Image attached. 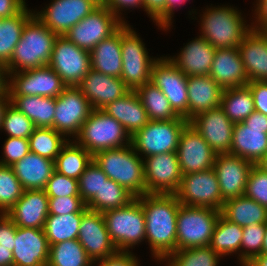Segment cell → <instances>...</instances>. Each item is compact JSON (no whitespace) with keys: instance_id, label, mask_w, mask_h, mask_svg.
<instances>
[{"instance_id":"cell-68","label":"cell","mask_w":267,"mask_h":266,"mask_svg":"<svg viewBox=\"0 0 267 266\" xmlns=\"http://www.w3.org/2000/svg\"><path fill=\"white\" fill-rule=\"evenodd\" d=\"M257 1V3H266L267 2V0H256Z\"/></svg>"},{"instance_id":"cell-35","label":"cell","mask_w":267,"mask_h":266,"mask_svg":"<svg viewBox=\"0 0 267 266\" xmlns=\"http://www.w3.org/2000/svg\"><path fill=\"white\" fill-rule=\"evenodd\" d=\"M25 6L18 14L0 21V64L6 66L18 44L26 22L34 15Z\"/></svg>"},{"instance_id":"cell-40","label":"cell","mask_w":267,"mask_h":266,"mask_svg":"<svg viewBox=\"0 0 267 266\" xmlns=\"http://www.w3.org/2000/svg\"><path fill=\"white\" fill-rule=\"evenodd\" d=\"M136 197L117 182L107 179L99 194H96L87 204L89 210L103 213L107 210L127 206Z\"/></svg>"},{"instance_id":"cell-30","label":"cell","mask_w":267,"mask_h":266,"mask_svg":"<svg viewBox=\"0 0 267 266\" xmlns=\"http://www.w3.org/2000/svg\"><path fill=\"white\" fill-rule=\"evenodd\" d=\"M102 110L117 120L130 136L149 122L147 112L135 90H130L121 98L108 103Z\"/></svg>"},{"instance_id":"cell-54","label":"cell","mask_w":267,"mask_h":266,"mask_svg":"<svg viewBox=\"0 0 267 266\" xmlns=\"http://www.w3.org/2000/svg\"><path fill=\"white\" fill-rule=\"evenodd\" d=\"M138 257L131 251H116L114 254L96 262L98 266H139Z\"/></svg>"},{"instance_id":"cell-21","label":"cell","mask_w":267,"mask_h":266,"mask_svg":"<svg viewBox=\"0 0 267 266\" xmlns=\"http://www.w3.org/2000/svg\"><path fill=\"white\" fill-rule=\"evenodd\" d=\"M254 165L237 155L216 154L213 169L224 201L245 194L247 180Z\"/></svg>"},{"instance_id":"cell-58","label":"cell","mask_w":267,"mask_h":266,"mask_svg":"<svg viewBox=\"0 0 267 266\" xmlns=\"http://www.w3.org/2000/svg\"><path fill=\"white\" fill-rule=\"evenodd\" d=\"M25 6H27L25 0H0V17L14 16Z\"/></svg>"},{"instance_id":"cell-53","label":"cell","mask_w":267,"mask_h":266,"mask_svg":"<svg viewBox=\"0 0 267 266\" xmlns=\"http://www.w3.org/2000/svg\"><path fill=\"white\" fill-rule=\"evenodd\" d=\"M143 8L158 27L166 28V0H143Z\"/></svg>"},{"instance_id":"cell-63","label":"cell","mask_w":267,"mask_h":266,"mask_svg":"<svg viewBox=\"0 0 267 266\" xmlns=\"http://www.w3.org/2000/svg\"><path fill=\"white\" fill-rule=\"evenodd\" d=\"M10 102H11V100L9 99L8 94L0 96V128L2 125L4 112H5L7 106L9 105Z\"/></svg>"},{"instance_id":"cell-19","label":"cell","mask_w":267,"mask_h":266,"mask_svg":"<svg viewBox=\"0 0 267 266\" xmlns=\"http://www.w3.org/2000/svg\"><path fill=\"white\" fill-rule=\"evenodd\" d=\"M34 15L52 32L64 36L97 6L88 0H53Z\"/></svg>"},{"instance_id":"cell-29","label":"cell","mask_w":267,"mask_h":266,"mask_svg":"<svg viewBox=\"0 0 267 266\" xmlns=\"http://www.w3.org/2000/svg\"><path fill=\"white\" fill-rule=\"evenodd\" d=\"M188 121L220 107L223 88L209 75L188 76Z\"/></svg>"},{"instance_id":"cell-41","label":"cell","mask_w":267,"mask_h":266,"mask_svg":"<svg viewBox=\"0 0 267 266\" xmlns=\"http://www.w3.org/2000/svg\"><path fill=\"white\" fill-rule=\"evenodd\" d=\"M92 264L95 263L78 239L66 240L50 246L47 266H92Z\"/></svg>"},{"instance_id":"cell-24","label":"cell","mask_w":267,"mask_h":266,"mask_svg":"<svg viewBox=\"0 0 267 266\" xmlns=\"http://www.w3.org/2000/svg\"><path fill=\"white\" fill-rule=\"evenodd\" d=\"M77 87L93 109H102L130 91L121 78L102 74L92 68Z\"/></svg>"},{"instance_id":"cell-16","label":"cell","mask_w":267,"mask_h":266,"mask_svg":"<svg viewBox=\"0 0 267 266\" xmlns=\"http://www.w3.org/2000/svg\"><path fill=\"white\" fill-rule=\"evenodd\" d=\"M53 129L65 137L75 138L93 108L77 86H67L56 98Z\"/></svg>"},{"instance_id":"cell-14","label":"cell","mask_w":267,"mask_h":266,"mask_svg":"<svg viewBox=\"0 0 267 266\" xmlns=\"http://www.w3.org/2000/svg\"><path fill=\"white\" fill-rule=\"evenodd\" d=\"M150 82L162 91L174 112L188 121V76L166 56L153 64Z\"/></svg>"},{"instance_id":"cell-49","label":"cell","mask_w":267,"mask_h":266,"mask_svg":"<svg viewBox=\"0 0 267 266\" xmlns=\"http://www.w3.org/2000/svg\"><path fill=\"white\" fill-rule=\"evenodd\" d=\"M44 190L49 198L80 196L78 180L66 177L56 171L53 172Z\"/></svg>"},{"instance_id":"cell-23","label":"cell","mask_w":267,"mask_h":266,"mask_svg":"<svg viewBox=\"0 0 267 266\" xmlns=\"http://www.w3.org/2000/svg\"><path fill=\"white\" fill-rule=\"evenodd\" d=\"M13 266H47L50 245L43 229L16 226Z\"/></svg>"},{"instance_id":"cell-25","label":"cell","mask_w":267,"mask_h":266,"mask_svg":"<svg viewBox=\"0 0 267 266\" xmlns=\"http://www.w3.org/2000/svg\"><path fill=\"white\" fill-rule=\"evenodd\" d=\"M6 215L18 227L43 229L49 215V197L45 190H24Z\"/></svg>"},{"instance_id":"cell-64","label":"cell","mask_w":267,"mask_h":266,"mask_svg":"<svg viewBox=\"0 0 267 266\" xmlns=\"http://www.w3.org/2000/svg\"><path fill=\"white\" fill-rule=\"evenodd\" d=\"M246 266H267V254H260Z\"/></svg>"},{"instance_id":"cell-44","label":"cell","mask_w":267,"mask_h":266,"mask_svg":"<svg viewBox=\"0 0 267 266\" xmlns=\"http://www.w3.org/2000/svg\"><path fill=\"white\" fill-rule=\"evenodd\" d=\"M221 256L210 246L176 250L164 261L167 266H218Z\"/></svg>"},{"instance_id":"cell-28","label":"cell","mask_w":267,"mask_h":266,"mask_svg":"<svg viewBox=\"0 0 267 266\" xmlns=\"http://www.w3.org/2000/svg\"><path fill=\"white\" fill-rule=\"evenodd\" d=\"M215 48L202 36L187 43L179 55L168 57L186 76L209 75Z\"/></svg>"},{"instance_id":"cell-13","label":"cell","mask_w":267,"mask_h":266,"mask_svg":"<svg viewBox=\"0 0 267 266\" xmlns=\"http://www.w3.org/2000/svg\"><path fill=\"white\" fill-rule=\"evenodd\" d=\"M124 23L106 6H99L66 33L72 43L90 52L105 38L114 34Z\"/></svg>"},{"instance_id":"cell-17","label":"cell","mask_w":267,"mask_h":266,"mask_svg":"<svg viewBox=\"0 0 267 266\" xmlns=\"http://www.w3.org/2000/svg\"><path fill=\"white\" fill-rule=\"evenodd\" d=\"M146 194H175L182 173L176 152L144 157Z\"/></svg>"},{"instance_id":"cell-66","label":"cell","mask_w":267,"mask_h":266,"mask_svg":"<svg viewBox=\"0 0 267 266\" xmlns=\"http://www.w3.org/2000/svg\"><path fill=\"white\" fill-rule=\"evenodd\" d=\"M261 254H267V222L265 223V234H264Z\"/></svg>"},{"instance_id":"cell-9","label":"cell","mask_w":267,"mask_h":266,"mask_svg":"<svg viewBox=\"0 0 267 266\" xmlns=\"http://www.w3.org/2000/svg\"><path fill=\"white\" fill-rule=\"evenodd\" d=\"M188 123L185 118L149 120L144 128L131 136V144L138 155L141 153L145 157L176 152L181 132Z\"/></svg>"},{"instance_id":"cell-27","label":"cell","mask_w":267,"mask_h":266,"mask_svg":"<svg viewBox=\"0 0 267 266\" xmlns=\"http://www.w3.org/2000/svg\"><path fill=\"white\" fill-rule=\"evenodd\" d=\"M209 76L223 89L245 86L249 83L237 47L215 49Z\"/></svg>"},{"instance_id":"cell-43","label":"cell","mask_w":267,"mask_h":266,"mask_svg":"<svg viewBox=\"0 0 267 266\" xmlns=\"http://www.w3.org/2000/svg\"><path fill=\"white\" fill-rule=\"evenodd\" d=\"M68 139L53 128L36 127L29 137L30 152L52 161L59 155Z\"/></svg>"},{"instance_id":"cell-51","label":"cell","mask_w":267,"mask_h":266,"mask_svg":"<svg viewBox=\"0 0 267 266\" xmlns=\"http://www.w3.org/2000/svg\"><path fill=\"white\" fill-rule=\"evenodd\" d=\"M3 149L4 158L2 157L0 160V165L12 166L30 152L29 139L8 137L4 142Z\"/></svg>"},{"instance_id":"cell-7","label":"cell","mask_w":267,"mask_h":266,"mask_svg":"<svg viewBox=\"0 0 267 266\" xmlns=\"http://www.w3.org/2000/svg\"><path fill=\"white\" fill-rule=\"evenodd\" d=\"M221 212L181 204L177 215L176 250L210 245Z\"/></svg>"},{"instance_id":"cell-45","label":"cell","mask_w":267,"mask_h":266,"mask_svg":"<svg viewBox=\"0 0 267 266\" xmlns=\"http://www.w3.org/2000/svg\"><path fill=\"white\" fill-rule=\"evenodd\" d=\"M23 191L12 167L0 165V213L6 214L22 197Z\"/></svg>"},{"instance_id":"cell-8","label":"cell","mask_w":267,"mask_h":266,"mask_svg":"<svg viewBox=\"0 0 267 266\" xmlns=\"http://www.w3.org/2000/svg\"><path fill=\"white\" fill-rule=\"evenodd\" d=\"M122 73L121 79L130 90H136L150 82L153 64L158 58H151L145 44L131 26H121Z\"/></svg>"},{"instance_id":"cell-10","label":"cell","mask_w":267,"mask_h":266,"mask_svg":"<svg viewBox=\"0 0 267 266\" xmlns=\"http://www.w3.org/2000/svg\"><path fill=\"white\" fill-rule=\"evenodd\" d=\"M66 87L61 77L48 65L8 73L7 93L11 101L16 96L57 98Z\"/></svg>"},{"instance_id":"cell-6","label":"cell","mask_w":267,"mask_h":266,"mask_svg":"<svg viewBox=\"0 0 267 266\" xmlns=\"http://www.w3.org/2000/svg\"><path fill=\"white\" fill-rule=\"evenodd\" d=\"M112 243L118 251H130L146 239L145 215L135 198L127 206L102 213Z\"/></svg>"},{"instance_id":"cell-46","label":"cell","mask_w":267,"mask_h":266,"mask_svg":"<svg viewBox=\"0 0 267 266\" xmlns=\"http://www.w3.org/2000/svg\"><path fill=\"white\" fill-rule=\"evenodd\" d=\"M264 234L265 224H252L243 227L240 253L238 254L242 266H246L261 254Z\"/></svg>"},{"instance_id":"cell-61","label":"cell","mask_w":267,"mask_h":266,"mask_svg":"<svg viewBox=\"0 0 267 266\" xmlns=\"http://www.w3.org/2000/svg\"><path fill=\"white\" fill-rule=\"evenodd\" d=\"M0 266H13V253L10 247L0 246Z\"/></svg>"},{"instance_id":"cell-42","label":"cell","mask_w":267,"mask_h":266,"mask_svg":"<svg viewBox=\"0 0 267 266\" xmlns=\"http://www.w3.org/2000/svg\"><path fill=\"white\" fill-rule=\"evenodd\" d=\"M83 214L48 215L43 230L49 245L77 239Z\"/></svg>"},{"instance_id":"cell-47","label":"cell","mask_w":267,"mask_h":266,"mask_svg":"<svg viewBox=\"0 0 267 266\" xmlns=\"http://www.w3.org/2000/svg\"><path fill=\"white\" fill-rule=\"evenodd\" d=\"M35 128L34 123L10 102L4 112L0 130L7 132L8 137L29 139Z\"/></svg>"},{"instance_id":"cell-59","label":"cell","mask_w":267,"mask_h":266,"mask_svg":"<svg viewBox=\"0 0 267 266\" xmlns=\"http://www.w3.org/2000/svg\"><path fill=\"white\" fill-rule=\"evenodd\" d=\"M255 15L256 23H251V26L253 29L260 31V32H266L267 33V2L266 3H256L255 6ZM256 24V25H253Z\"/></svg>"},{"instance_id":"cell-38","label":"cell","mask_w":267,"mask_h":266,"mask_svg":"<svg viewBox=\"0 0 267 266\" xmlns=\"http://www.w3.org/2000/svg\"><path fill=\"white\" fill-rule=\"evenodd\" d=\"M147 112L149 120H171L179 117L172 109L169 100L153 83L148 82L135 90Z\"/></svg>"},{"instance_id":"cell-5","label":"cell","mask_w":267,"mask_h":266,"mask_svg":"<svg viewBox=\"0 0 267 266\" xmlns=\"http://www.w3.org/2000/svg\"><path fill=\"white\" fill-rule=\"evenodd\" d=\"M75 138L73 140L92 155L131 144V136L126 129L102 109L92 110Z\"/></svg>"},{"instance_id":"cell-52","label":"cell","mask_w":267,"mask_h":266,"mask_svg":"<svg viewBox=\"0 0 267 266\" xmlns=\"http://www.w3.org/2000/svg\"><path fill=\"white\" fill-rule=\"evenodd\" d=\"M87 210L86 203L80 196L49 198V215L85 213Z\"/></svg>"},{"instance_id":"cell-56","label":"cell","mask_w":267,"mask_h":266,"mask_svg":"<svg viewBox=\"0 0 267 266\" xmlns=\"http://www.w3.org/2000/svg\"><path fill=\"white\" fill-rule=\"evenodd\" d=\"M15 233L16 225L6 214L0 213V246L10 247L13 251Z\"/></svg>"},{"instance_id":"cell-37","label":"cell","mask_w":267,"mask_h":266,"mask_svg":"<svg viewBox=\"0 0 267 266\" xmlns=\"http://www.w3.org/2000/svg\"><path fill=\"white\" fill-rule=\"evenodd\" d=\"M220 107L233 123L243 122L255 111L250 87L245 85L225 88Z\"/></svg>"},{"instance_id":"cell-3","label":"cell","mask_w":267,"mask_h":266,"mask_svg":"<svg viewBox=\"0 0 267 266\" xmlns=\"http://www.w3.org/2000/svg\"><path fill=\"white\" fill-rule=\"evenodd\" d=\"M132 144L125 147L102 150L93 155V160L107 175L125 187L135 197L146 194L144 159Z\"/></svg>"},{"instance_id":"cell-33","label":"cell","mask_w":267,"mask_h":266,"mask_svg":"<svg viewBox=\"0 0 267 266\" xmlns=\"http://www.w3.org/2000/svg\"><path fill=\"white\" fill-rule=\"evenodd\" d=\"M221 215L241 227L267 222V209L245 195L224 201Z\"/></svg>"},{"instance_id":"cell-50","label":"cell","mask_w":267,"mask_h":266,"mask_svg":"<svg viewBox=\"0 0 267 266\" xmlns=\"http://www.w3.org/2000/svg\"><path fill=\"white\" fill-rule=\"evenodd\" d=\"M244 195L267 209V174L256 165L250 171Z\"/></svg>"},{"instance_id":"cell-55","label":"cell","mask_w":267,"mask_h":266,"mask_svg":"<svg viewBox=\"0 0 267 266\" xmlns=\"http://www.w3.org/2000/svg\"><path fill=\"white\" fill-rule=\"evenodd\" d=\"M250 87L255 111L267 116V82L253 81L247 84Z\"/></svg>"},{"instance_id":"cell-20","label":"cell","mask_w":267,"mask_h":266,"mask_svg":"<svg viewBox=\"0 0 267 266\" xmlns=\"http://www.w3.org/2000/svg\"><path fill=\"white\" fill-rule=\"evenodd\" d=\"M216 154L231 151L234 123L221 107L204 111L189 120Z\"/></svg>"},{"instance_id":"cell-36","label":"cell","mask_w":267,"mask_h":266,"mask_svg":"<svg viewBox=\"0 0 267 266\" xmlns=\"http://www.w3.org/2000/svg\"><path fill=\"white\" fill-rule=\"evenodd\" d=\"M68 142L61 148L54 160L55 171L66 177L78 180L93 160V155L75 141Z\"/></svg>"},{"instance_id":"cell-11","label":"cell","mask_w":267,"mask_h":266,"mask_svg":"<svg viewBox=\"0 0 267 266\" xmlns=\"http://www.w3.org/2000/svg\"><path fill=\"white\" fill-rule=\"evenodd\" d=\"M267 152V116L254 111L243 122L234 123L230 154L255 165Z\"/></svg>"},{"instance_id":"cell-32","label":"cell","mask_w":267,"mask_h":266,"mask_svg":"<svg viewBox=\"0 0 267 266\" xmlns=\"http://www.w3.org/2000/svg\"><path fill=\"white\" fill-rule=\"evenodd\" d=\"M91 68L120 78L122 73L121 27L90 51Z\"/></svg>"},{"instance_id":"cell-2","label":"cell","mask_w":267,"mask_h":266,"mask_svg":"<svg viewBox=\"0 0 267 266\" xmlns=\"http://www.w3.org/2000/svg\"><path fill=\"white\" fill-rule=\"evenodd\" d=\"M58 35L35 15L25 24L21 38L6 65L7 73L35 69L49 64Z\"/></svg>"},{"instance_id":"cell-57","label":"cell","mask_w":267,"mask_h":266,"mask_svg":"<svg viewBox=\"0 0 267 266\" xmlns=\"http://www.w3.org/2000/svg\"><path fill=\"white\" fill-rule=\"evenodd\" d=\"M115 16H117L123 23L125 20L120 16V11L125 8L141 7L143 8V0H105V5ZM123 19V20H122Z\"/></svg>"},{"instance_id":"cell-12","label":"cell","mask_w":267,"mask_h":266,"mask_svg":"<svg viewBox=\"0 0 267 266\" xmlns=\"http://www.w3.org/2000/svg\"><path fill=\"white\" fill-rule=\"evenodd\" d=\"M180 204L196 207H209L221 211L224 200L213 168L182 175L175 193Z\"/></svg>"},{"instance_id":"cell-31","label":"cell","mask_w":267,"mask_h":266,"mask_svg":"<svg viewBox=\"0 0 267 266\" xmlns=\"http://www.w3.org/2000/svg\"><path fill=\"white\" fill-rule=\"evenodd\" d=\"M11 167L24 190H44L55 171L54 161L32 152Z\"/></svg>"},{"instance_id":"cell-39","label":"cell","mask_w":267,"mask_h":266,"mask_svg":"<svg viewBox=\"0 0 267 266\" xmlns=\"http://www.w3.org/2000/svg\"><path fill=\"white\" fill-rule=\"evenodd\" d=\"M243 227L232 223L221 214L216 222L210 247L221 257L238 254L242 241Z\"/></svg>"},{"instance_id":"cell-15","label":"cell","mask_w":267,"mask_h":266,"mask_svg":"<svg viewBox=\"0 0 267 266\" xmlns=\"http://www.w3.org/2000/svg\"><path fill=\"white\" fill-rule=\"evenodd\" d=\"M67 86H77L91 69L90 52L58 36L48 64Z\"/></svg>"},{"instance_id":"cell-60","label":"cell","mask_w":267,"mask_h":266,"mask_svg":"<svg viewBox=\"0 0 267 266\" xmlns=\"http://www.w3.org/2000/svg\"><path fill=\"white\" fill-rule=\"evenodd\" d=\"M185 1L188 0H166V28L164 29L165 31L168 30L172 25V18L174 14V9L177 6H182L181 4L185 3Z\"/></svg>"},{"instance_id":"cell-34","label":"cell","mask_w":267,"mask_h":266,"mask_svg":"<svg viewBox=\"0 0 267 266\" xmlns=\"http://www.w3.org/2000/svg\"><path fill=\"white\" fill-rule=\"evenodd\" d=\"M11 103L29 118L35 127L53 128L56 98L16 96Z\"/></svg>"},{"instance_id":"cell-22","label":"cell","mask_w":267,"mask_h":266,"mask_svg":"<svg viewBox=\"0 0 267 266\" xmlns=\"http://www.w3.org/2000/svg\"><path fill=\"white\" fill-rule=\"evenodd\" d=\"M77 239L94 263L117 251L110 239L103 214L98 211L88 209L83 214Z\"/></svg>"},{"instance_id":"cell-48","label":"cell","mask_w":267,"mask_h":266,"mask_svg":"<svg viewBox=\"0 0 267 266\" xmlns=\"http://www.w3.org/2000/svg\"><path fill=\"white\" fill-rule=\"evenodd\" d=\"M107 175L96 164L94 160L88 165L84 173L78 179L79 194L82 200L87 204L107 181Z\"/></svg>"},{"instance_id":"cell-65","label":"cell","mask_w":267,"mask_h":266,"mask_svg":"<svg viewBox=\"0 0 267 266\" xmlns=\"http://www.w3.org/2000/svg\"><path fill=\"white\" fill-rule=\"evenodd\" d=\"M256 166L267 174V152L261 158V160L256 164Z\"/></svg>"},{"instance_id":"cell-26","label":"cell","mask_w":267,"mask_h":266,"mask_svg":"<svg viewBox=\"0 0 267 266\" xmlns=\"http://www.w3.org/2000/svg\"><path fill=\"white\" fill-rule=\"evenodd\" d=\"M237 48L248 82H267V33L252 28Z\"/></svg>"},{"instance_id":"cell-67","label":"cell","mask_w":267,"mask_h":266,"mask_svg":"<svg viewBox=\"0 0 267 266\" xmlns=\"http://www.w3.org/2000/svg\"><path fill=\"white\" fill-rule=\"evenodd\" d=\"M88 1L94 3L97 7L105 5V0H88Z\"/></svg>"},{"instance_id":"cell-62","label":"cell","mask_w":267,"mask_h":266,"mask_svg":"<svg viewBox=\"0 0 267 266\" xmlns=\"http://www.w3.org/2000/svg\"><path fill=\"white\" fill-rule=\"evenodd\" d=\"M8 73L6 66L0 64V96L7 95Z\"/></svg>"},{"instance_id":"cell-4","label":"cell","mask_w":267,"mask_h":266,"mask_svg":"<svg viewBox=\"0 0 267 266\" xmlns=\"http://www.w3.org/2000/svg\"><path fill=\"white\" fill-rule=\"evenodd\" d=\"M205 11L201 17V35L215 49L238 47L252 29L234 7L210 6Z\"/></svg>"},{"instance_id":"cell-18","label":"cell","mask_w":267,"mask_h":266,"mask_svg":"<svg viewBox=\"0 0 267 266\" xmlns=\"http://www.w3.org/2000/svg\"><path fill=\"white\" fill-rule=\"evenodd\" d=\"M176 153L182 175L209 170L216 158V153L190 123L181 132Z\"/></svg>"},{"instance_id":"cell-1","label":"cell","mask_w":267,"mask_h":266,"mask_svg":"<svg viewBox=\"0 0 267 266\" xmlns=\"http://www.w3.org/2000/svg\"><path fill=\"white\" fill-rule=\"evenodd\" d=\"M136 198L145 215L146 242L154 259L163 262L176 251L177 215L181 204L175 194H144Z\"/></svg>"}]
</instances>
